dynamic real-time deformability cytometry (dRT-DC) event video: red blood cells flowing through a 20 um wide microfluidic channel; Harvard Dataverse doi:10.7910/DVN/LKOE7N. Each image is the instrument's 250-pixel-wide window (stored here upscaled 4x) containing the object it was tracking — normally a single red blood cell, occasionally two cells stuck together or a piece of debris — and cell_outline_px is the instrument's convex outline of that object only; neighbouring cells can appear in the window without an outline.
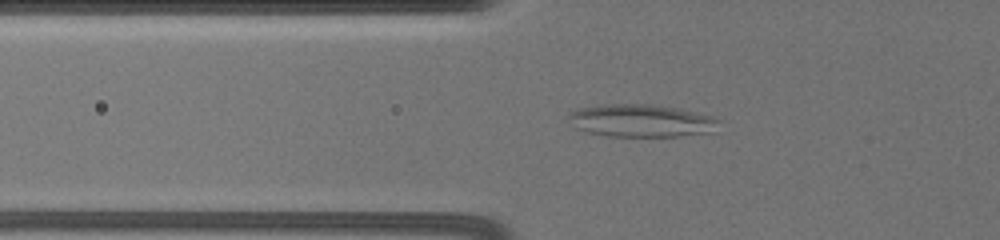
{"species": "common noctule bat (a hibernating species)", "species_latin": "Nyctalus noctula", "temperature_condition": "warm", "stored_images_in_passage": 37, "camera_frame_rate_fps": 3000, "um_per_image_px": 0.085, "animal": {"sex": "female", "body_mass_g": 19.5, "forearm_length_mm": 54.1}, "frame": {"image": 1, "passage_image": 14, "time_ms": 7.333, "image_size_px": [1000, 240], "cell_outline_px": [[720, 120], [712, 132], [680, 136], [604, 136], [584, 132], [576, 128], [568, 116], [572, 112], [580, 108], [616, 104], [644, 104], [672, 108], [712, 116]], "centroid_in_image_um": [54.48, 10.28], "position_along_channel_um": 71.3, "area_um2": 27.98}}
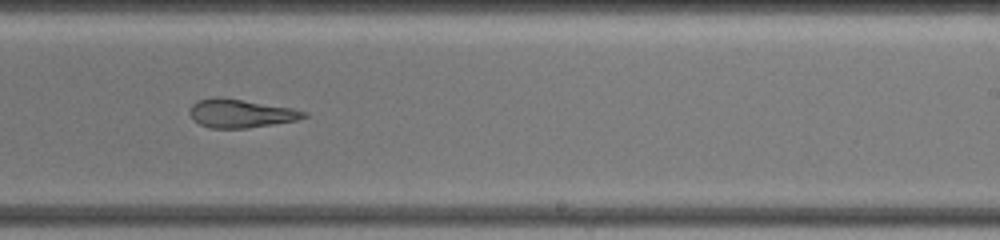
{"frame": {"image": 2, "passage_image": 23, "time_ms": 13.0, "image_size_px": [1000, 240], "cell_outline_px": [[308, 116], [296, 120], [248, 128], [212, 128], [200, 124], [188, 112], [192, 104], [196, 100], [220, 96], [292, 108], [308, 112]], "centroid_in_image_um": [20.46, 9.62], "position_along_channel_um": 268.5, "area_um2": 18.84}}
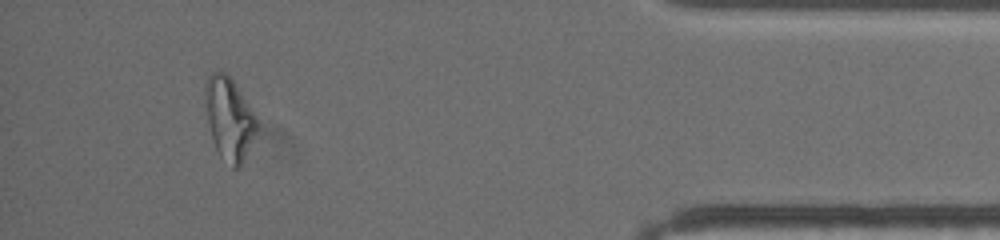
{"frame": {"image": 3, "passage_image": 35, "time_ms": 18.333, "image_size_px": [1000, 240], "cell_outline_px": [[256, 128], [244, 160], [240, 168], [232, 168], [220, 156], [216, 148], [212, 136], [208, 120], [204, 92], [204, 88], [208, 76], [212, 72], [224, 72], [232, 80], [252, 112], [256, 120]], "centroid_in_image_um": [19.44, 10.1], "position_along_channel_um": 415.8, "area_um2": 23.87}, "authors_computed_cell_mechanics": {"area_um2": 22.831, "velocity_mm_per_s": 3.5646, "shape_relaxation_time_tau1_ms": null, "shape_relaxation_time_tau2_ms": 3.6808, "deformation_change_tau1": null, "deformation_change_tau2": 0.1329}}